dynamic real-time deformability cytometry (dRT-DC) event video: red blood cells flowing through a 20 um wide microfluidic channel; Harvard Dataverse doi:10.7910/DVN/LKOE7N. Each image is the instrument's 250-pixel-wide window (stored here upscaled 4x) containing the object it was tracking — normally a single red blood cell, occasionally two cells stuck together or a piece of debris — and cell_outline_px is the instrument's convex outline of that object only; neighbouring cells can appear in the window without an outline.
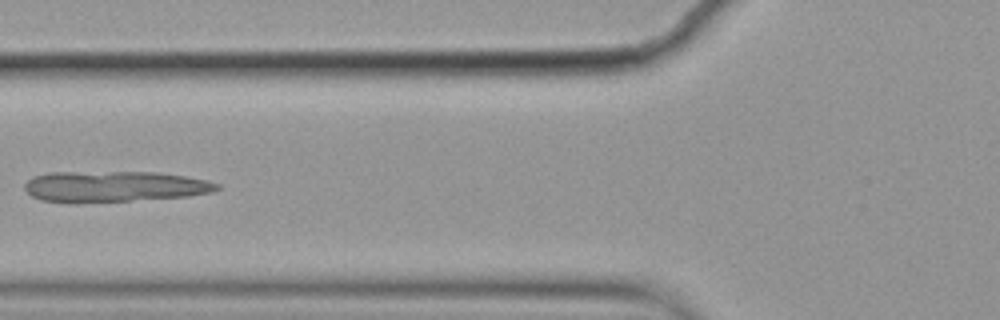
{"species": "common noctule bat (a hibernating species)", "species_latin": "Nyctalus noctula", "temperature_condition": "cold", "stored_images_in_passage": 7, "camera_frame_rate_fps": 3000, "um_per_image_px": 0.085, "animal": {"sex": "female", "body_mass_g": 19.9}, "frame": {"image": 1, "passage_image": 6, "time_ms": 1.667, "image_size_px": [1000, 320], "cell_outline_px": [[220, 188], [212, 192], [188, 196], [132, 200], [40, 200], [32, 196], [24, 188], [24, 184], [32, 176], [48, 172], [160, 172], [208, 180], [220, 184]], "centroid_in_image_um": [9.78, 15.81], "position_along_channel_um": 116.0, "area_um2": 33.7}}
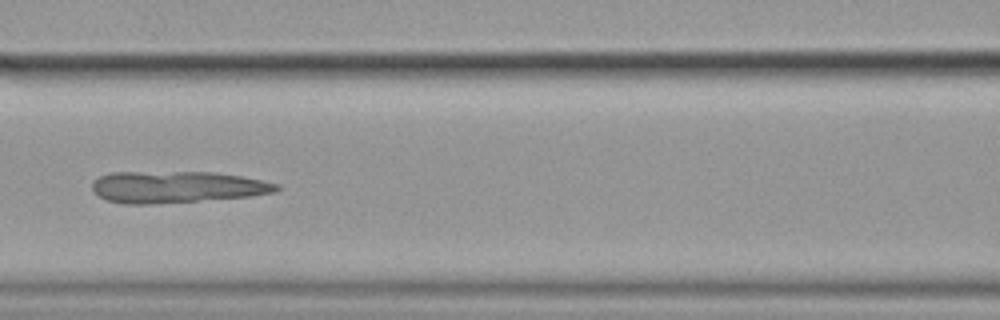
{"frame": {"image": 2, "passage_image": 7, "time_ms": 2.0, "image_size_px": [1000, 320], "cell_outline_px": [[280, 188], [276, 192], [248, 196], [156, 204], [124, 204], [108, 200], [92, 192], [92, 180], [100, 176], [112, 172], [212, 172], [240, 176], [280, 184]], "centroid_in_image_um": [14.98, 15.89], "position_along_channel_um": 151.6, "area_um2": 33.99}}